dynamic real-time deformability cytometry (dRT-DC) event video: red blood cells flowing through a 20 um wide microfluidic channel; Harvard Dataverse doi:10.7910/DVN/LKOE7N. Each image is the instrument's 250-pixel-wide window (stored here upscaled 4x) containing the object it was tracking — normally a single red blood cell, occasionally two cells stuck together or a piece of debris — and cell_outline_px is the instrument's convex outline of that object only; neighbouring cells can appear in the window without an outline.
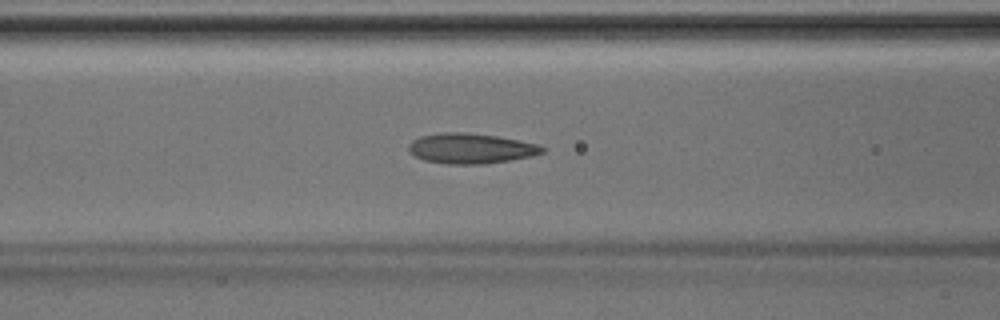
{"species": "Egyptian fruit bat (a non-hibernating species)", "species_latin": "Rousettus aegyptiacus", "temperature_condition": "room temperature", "stored_images_in_passage": 43, "camera_frame_rate_fps": 3000, "um_per_image_px": 0.085, "animal": {"sex": "male"}, "frame": {"image": 1, "passage_image": 17, "time_ms": 5.333, "image_size_px": [1000, 320], "cell_outline_px": [[544, 152], [532, 156], [512, 160], [484, 164], [448, 164], [424, 160], [408, 152], [408, 144], [412, 140], [420, 136], [444, 132], [460, 132], [496, 136], [536, 144], [544, 148]], "centroid_in_image_um": [39.98, 12.62], "position_along_channel_um": 126.6, "area_um2": 23.41}}
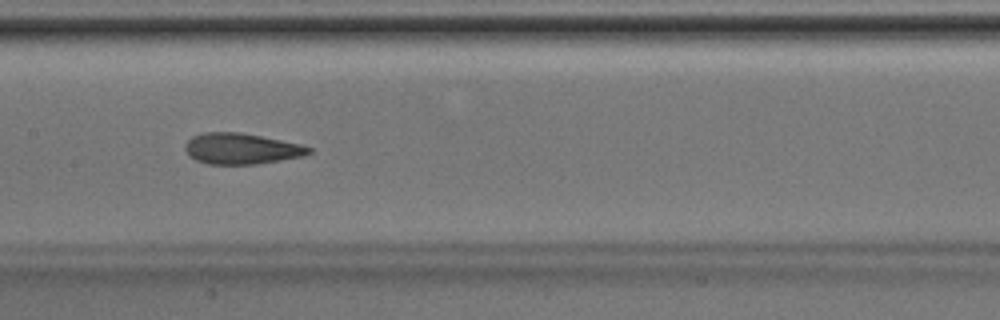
{"frame": {"image": 2, "passage_image": 21, "time_ms": 6.667, "image_size_px": [1000, 320], "cell_outline_px": [[312, 152], [304, 156], [256, 164], [208, 164], [196, 160], [188, 156], [184, 148], [184, 144], [192, 136], [204, 132], [240, 132], [300, 144], [312, 148]], "centroid_in_image_um": [20.48, 12.64], "position_along_channel_um": 186.9, "area_um2": 22.31}}
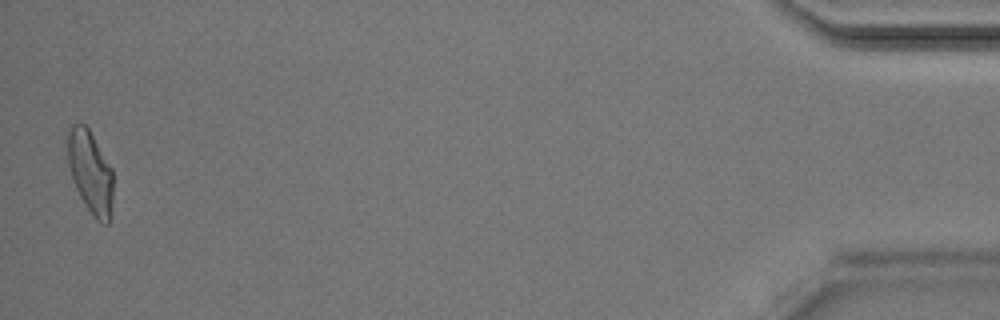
{"frame": {"image": 3, "passage_image": 43, "time_ms": 14.0, "image_size_px": [1000, 320], "cell_outline_px": [[112, 200], [108, 224], [104, 224], [96, 220], [92, 216], [80, 196], [72, 180], [68, 164], [68, 128], [72, 124], [84, 124], [88, 128], [112, 168]], "centroid_in_image_um": [7.67, 14.63], "position_along_channel_um": 427.5, "area_um2": 21.73}}